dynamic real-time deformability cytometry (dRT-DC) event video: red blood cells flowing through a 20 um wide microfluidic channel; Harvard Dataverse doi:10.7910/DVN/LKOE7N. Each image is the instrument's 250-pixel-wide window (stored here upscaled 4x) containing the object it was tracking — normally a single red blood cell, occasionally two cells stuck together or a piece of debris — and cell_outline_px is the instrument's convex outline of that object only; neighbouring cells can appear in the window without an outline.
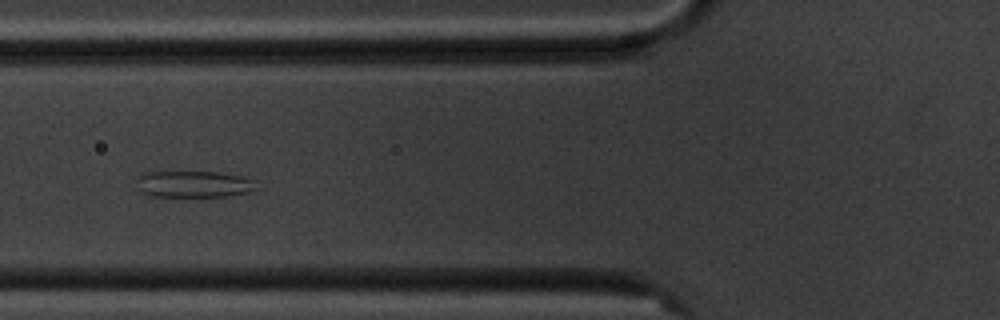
{"species": "common noctule bat (a hibernating species)", "species_latin": "Nyctalus noctula", "temperature_condition": "cold", "stored_images_in_passage": 13, "camera_frame_rate_fps": 3000, "um_per_image_px": 0.085, "animal": {"sex": "male", "body_mass_g": 20.1, "forearm_length_mm": 53.5}, "frame": {"image": 1, "passage_image": 3, "time_ms": 2.333, "image_size_px": [1000, 320], "cell_outline_px": [[256, 188], [248, 192], [228, 196], [148, 196], [140, 192], [132, 180], [140, 172], [216, 172], [240, 176], [256, 180]], "centroid_in_image_um": [16.35, 15.64], "position_along_channel_um": 109.5, "area_um2": 18.9}}
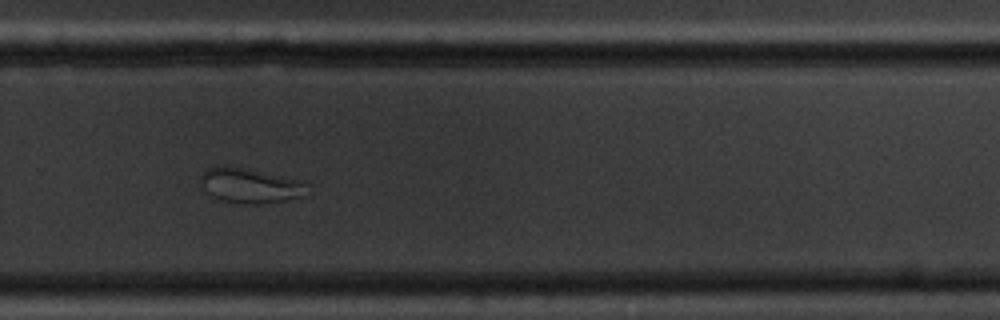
{"frame": {"image": 2, "passage_image": 8, "time_ms": 8.0, "image_size_px": [1000, 320], "cell_outline_px": [[304, 196], [284, 200], [260, 204], [240, 204], [220, 200], [212, 196], [208, 192], [200, 180], [200, 176], [204, 168], [216, 164], [228, 164], [304, 180]], "centroid_in_image_um": [21.19, 15.73], "position_along_channel_um": 308.6, "area_um2": 22.08}}
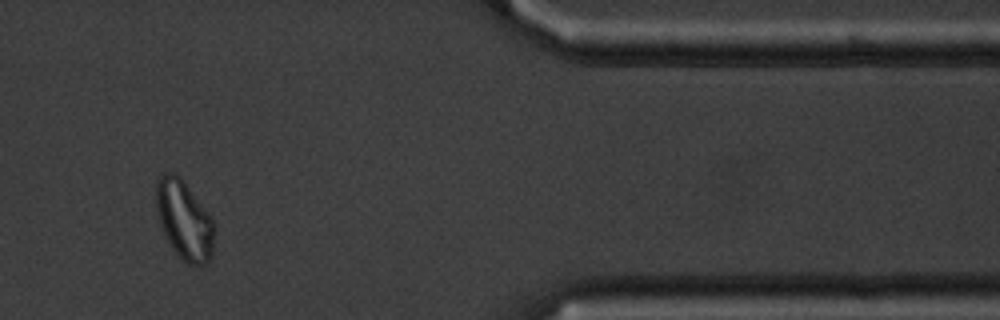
{"frame": {"image": 3, "passage_image": 10, "time_ms": 11.333, "image_size_px": [1000, 320], "cell_outline_px": [[216, 228], [212, 256], [200, 268], [188, 264], [172, 248], [160, 224], [156, 212], [156, 180], [160, 172], [172, 172], [180, 176], [208, 212], [216, 224]], "centroid_in_image_um": [15.68, 18.69], "position_along_channel_um": 395.7, "area_um2": 27.22}, "authors_computed_cell_mechanics": {"area_um2": 25.4898, "velocity_mm_per_s": 3.5171, "shape_relaxation_time_tau1_ms": null, "shape_relaxation_time_tau2_ms": 1.0202, "deformation_change_tau1": null, "deformation_change_tau2": 0.0479}}